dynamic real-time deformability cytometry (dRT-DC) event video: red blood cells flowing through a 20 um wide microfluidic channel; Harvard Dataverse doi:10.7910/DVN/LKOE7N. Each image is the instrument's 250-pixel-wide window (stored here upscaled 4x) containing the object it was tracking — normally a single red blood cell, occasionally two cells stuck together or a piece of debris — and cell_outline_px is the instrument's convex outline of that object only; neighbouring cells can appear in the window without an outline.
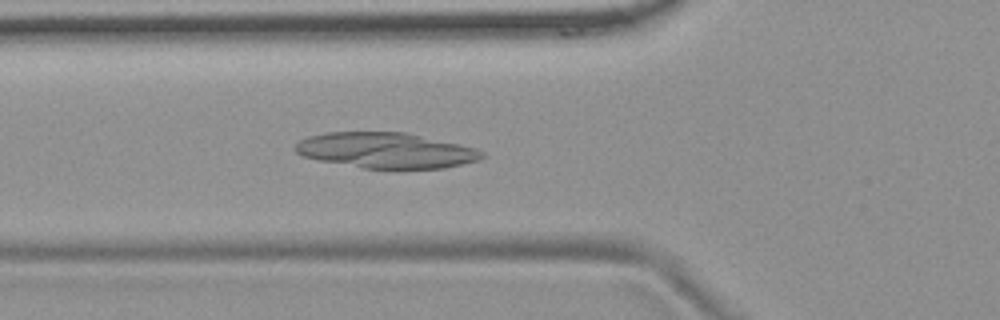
{"species": "common noctule bat (a hibernating species)", "species_latin": "Nyctalus noctula", "temperature_condition": "room temperature", "stored_images_in_passage": 53, "camera_frame_rate_fps": 3000, "um_per_image_px": 0.085, "animal": {"sex": "female", "body_mass_g": 19.9}, "frame": {"image": 1, "passage_image": 19, "time_ms": 6.0, "image_size_px": [1000, 320], "cell_outline_px": [[484, 156], [476, 160], [444, 168], [364, 168], [316, 160], [300, 156], [292, 148], [300, 140], [308, 136], [324, 132], [404, 132], [476, 148], [484, 152]], "centroid_in_image_um": [32.71, 12.78], "position_along_channel_um": 93.1, "area_um2": 38.49}}
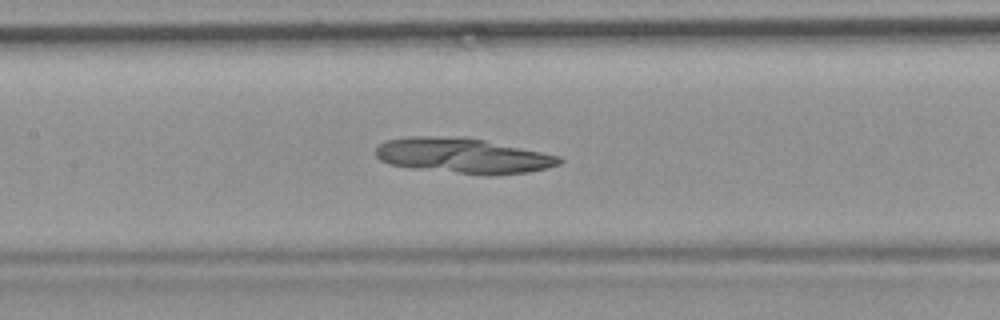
{"frame": {"image": 2, "passage_image": 25, "time_ms": 8.0, "image_size_px": [1000, 320], "cell_outline_px": [[564, 160], [560, 164], [548, 168], [528, 172], [492, 176], [488, 176], [412, 168], [388, 164], [380, 160], [376, 156], [376, 148], [380, 144], [388, 140], [408, 136], [464, 136], [484, 140], [560, 156]], "centroid_in_image_um": [39.36, 13.24], "position_along_channel_um": 168.0, "area_um2": 37.97}}
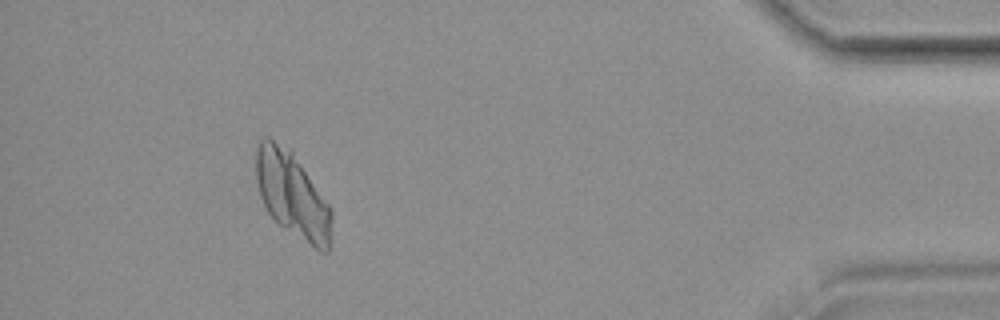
{"frame": {"image": 3, "passage_image": 49, "time_ms": 16.0, "image_size_px": [1000, 320], "cell_outline_px": [[332, 244], [328, 252], [320, 252], [284, 228], [268, 212], [260, 196], [256, 180], [256, 148], [260, 140], [264, 136], [268, 136], [292, 148], [332, 208]], "centroid_in_image_um": [24.89, 16.53], "position_along_channel_um": 410.3, "area_um2": 38.67}}